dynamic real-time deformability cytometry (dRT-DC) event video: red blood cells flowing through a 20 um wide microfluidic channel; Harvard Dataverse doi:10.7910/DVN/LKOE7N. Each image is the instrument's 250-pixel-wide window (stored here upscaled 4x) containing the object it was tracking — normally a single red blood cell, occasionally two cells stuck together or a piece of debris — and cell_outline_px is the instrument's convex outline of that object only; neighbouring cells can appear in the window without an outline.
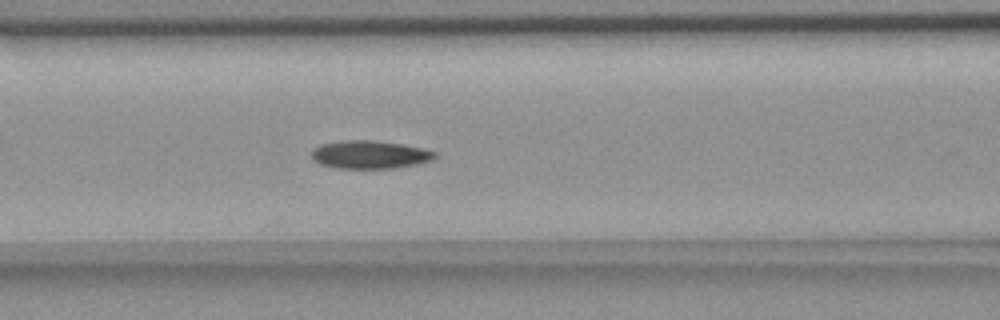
{"species": "common noctule bat (a hibernating species)", "species_latin": "Nyctalus noctula", "temperature_condition": "room temperature", "stored_images_in_passage": 20, "camera_frame_rate_fps": 3000, "um_per_image_px": 0.085, "animal": {"sex": "female", "body_mass_g": 18.4}, "frame": {"image": 1, "passage_image": 12, "time_ms": 3.667, "image_size_px": [1000, 320], "cell_outline_px": [[436, 156], [432, 160], [416, 164], [392, 168], [336, 168], [320, 164], [312, 160], [312, 148], [320, 144], [340, 140], [372, 140], [400, 144], [424, 148], [436, 152]], "centroid_in_image_um": [31.39, 13.13], "position_along_channel_um": 135.2, "area_um2": 20.23}}
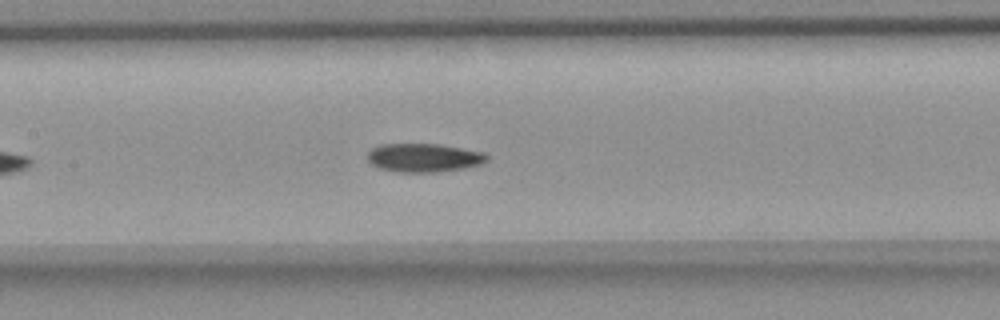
{"frame": {"image": 2, "passage_image": 15, "time_ms": 4.667, "image_size_px": [1000, 320], "cell_outline_px": [[488, 160], [484, 164], [464, 168], [440, 172], [396, 172], [380, 168], [372, 164], [368, 160], [368, 152], [372, 148], [380, 144], [440, 144], [484, 152], [488, 156]], "centroid_in_image_um": [36.06, 13.41], "position_along_channel_um": 171.3, "area_um2": 20.06}}